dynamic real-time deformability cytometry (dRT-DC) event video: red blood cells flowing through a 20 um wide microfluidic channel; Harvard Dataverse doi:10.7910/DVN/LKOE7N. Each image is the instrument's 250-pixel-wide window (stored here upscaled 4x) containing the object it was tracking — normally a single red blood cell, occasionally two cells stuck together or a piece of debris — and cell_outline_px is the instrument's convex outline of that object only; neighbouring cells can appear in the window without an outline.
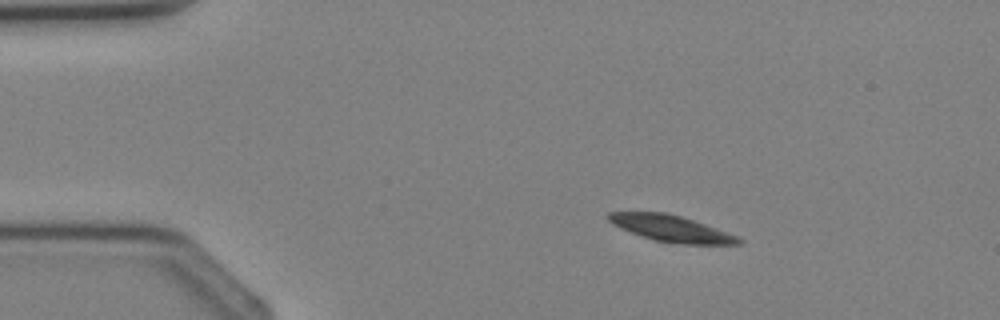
{"species": "Egyptian fruit bat (a non-hibernating species)", "species_latin": "Rousettus aegyptiacus", "temperature_condition": "cold", "stored_images_in_passage": 2, "camera_frame_rate_fps": 3000, "um_per_image_px": 0.085, "animal": {"sex": "female"}, "frame": {"image": 1, "passage_image": 1, "time_ms": 0.0, "image_size_px": [1000, 320], "cell_outline_px": [[744, 240], [740, 244], [684, 244], [656, 240], [620, 228], [612, 224], [608, 220], [608, 212], [668, 212], [704, 224], [736, 236]], "centroid_in_image_um": [57.03, 19.41], "position_along_channel_um": 28.0, "area_um2": 19.48}}
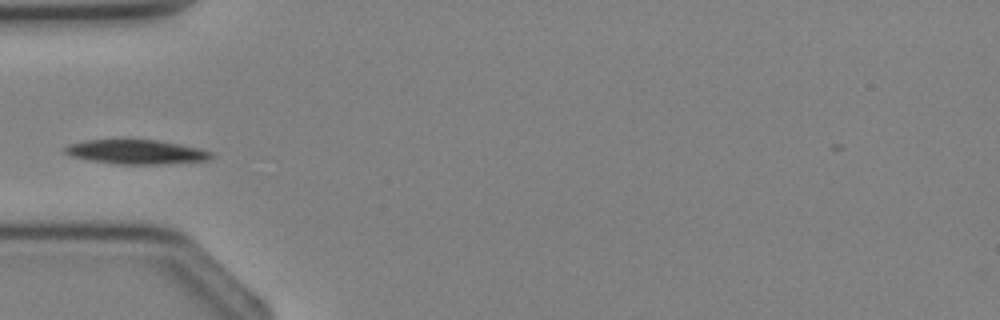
{"frame": {"image": 2, "passage_image": 2, "time_ms": 2.0, "image_size_px": [1000, 320], "cell_outline_px": [[216, 156], [208, 160], [160, 164], [120, 164], [92, 160], [72, 156], [64, 152], [64, 148], [68, 144], [84, 140], [160, 140], [200, 148], [212, 152]], "centroid_in_image_um": [11.63, 12.9], "position_along_channel_um": 73.4, "area_um2": 20.63}}